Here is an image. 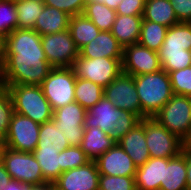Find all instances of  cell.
Wrapping results in <instances>:
<instances>
[{"mask_svg": "<svg viewBox=\"0 0 191 190\" xmlns=\"http://www.w3.org/2000/svg\"><path fill=\"white\" fill-rule=\"evenodd\" d=\"M53 67L42 48L41 35L33 29H15L3 44L5 85H41Z\"/></svg>", "mask_w": 191, "mask_h": 190, "instance_id": "6da1fadb", "label": "cell"}, {"mask_svg": "<svg viewBox=\"0 0 191 190\" xmlns=\"http://www.w3.org/2000/svg\"><path fill=\"white\" fill-rule=\"evenodd\" d=\"M133 78L141 104V119L153 118L173 96L169 74L161 69Z\"/></svg>", "mask_w": 191, "mask_h": 190, "instance_id": "7a4b0ae2", "label": "cell"}, {"mask_svg": "<svg viewBox=\"0 0 191 190\" xmlns=\"http://www.w3.org/2000/svg\"><path fill=\"white\" fill-rule=\"evenodd\" d=\"M9 91L14 112L43 124L52 120L53 110L39 85H5Z\"/></svg>", "mask_w": 191, "mask_h": 190, "instance_id": "3957f363", "label": "cell"}, {"mask_svg": "<svg viewBox=\"0 0 191 190\" xmlns=\"http://www.w3.org/2000/svg\"><path fill=\"white\" fill-rule=\"evenodd\" d=\"M0 161L13 181L29 187L49 184L42 175V170L32 152H22L0 146Z\"/></svg>", "mask_w": 191, "mask_h": 190, "instance_id": "277c9868", "label": "cell"}, {"mask_svg": "<svg viewBox=\"0 0 191 190\" xmlns=\"http://www.w3.org/2000/svg\"><path fill=\"white\" fill-rule=\"evenodd\" d=\"M75 83L76 77L72 67L51 69L40 86L52 110L75 102Z\"/></svg>", "mask_w": 191, "mask_h": 190, "instance_id": "5b68a950", "label": "cell"}, {"mask_svg": "<svg viewBox=\"0 0 191 190\" xmlns=\"http://www.w3.org/2000/svg\"><path fill=\"white\" fill-rule=\"evenodd\" d=\"M123 58H83L78 56L72 65L76 78H83L101 85L108 86L122 72Z\"/></svg>", "mask_w": 191, "mask_h": 190, "instance_id": "8992f818", "label": "cell"}, {"mask_svg": "<svg viewBox=\"0 0 191 190\" xmlns=\"http://www.w3.org/2000/svg\"><path fill=\"white\" fill-rule=\"evenodd\" d=\"M153 118L183 140L191 128L190 97L173 94Z\"/></svg>", "mask_w": 191, "mask_h": 190, "instance_id": "52a82bcc", "label": "cell"}, {"mask_svg": "<svg viewBox=\"0 0 191 190\" xmlns=\"http://www.w3.org/2000/svg\"><path fill=\"white\" fill-rule=\"evenodd\" d=\"M145 137L150 158H172L183 150V141L155 118H145Z\"/></svg>", "mask_w": 191, "mask_h": 190, "instance_id": "ba28073f", "label": "cell"}, {"mask_svg": "<svg viewBox=\"0 0 191 190\" xmlns=\"http://www.w3.org/2000/svg\"><path fill=\"white\" fill-rule=\"evenodd\" d=\"M41 124L32 119L13 113L2 146L22 152H33L39 140Z\"/></svg>", "mask_w": 191, "mask_h": 190, "instance_id": "9c48e42d", "label": "cell"}, {"mask_svg": "<svg viewBox=\"0 0 191 190\" xmlns=\"http://www.w3.org/2000/svg\"><path fill=\"white\" fill-rule=\"evenodd\" d=\"M42 48L53 68L72 67L79 56L69 29L41 36Z\"/></svg>", "mask_w": 191, "mask_h": 190, "instance_id": "30bf717a", "label": "cell"}, {"mask_svg": "<svg viewBox=\"0 0 191 190\" xmlns=\"http://www.w3.org/2000/svg\"><path fill=\"white\" fill-rule=\"evenodd\" d=\"M103 96L116 108L132 112L141 119V104L132 75L121 72L108 86L104 87Z\"/></svg>", "mask_w": 191, "mask_h": 190, "instance_id": "8fae6325", "label": "cell"}, {"mask_svg": "<svg viewBox=\"0 0 191 190\" xmlns=\"http://www.w3.org/2000/svg\"><path fill=\"white\" fill-rule=\"evenodd\" d=\"M87 110L73 102L53 110L52 120L60 127L70 146H80L84 136V120Z\"/></svg>", "mask_w": 191, "mask_h": 190, "instance_id": "7c38bea8", "label": "cell"}, {"mask_svg": "<svg viewBox=\"0 0 191 190\" xmlns=\"http://www.w3.org/2000/svg\"><path fill=\"white\" fill-rule=\"evenodd\" d=\"M162 69L158 52L134 43L124 47L122 72L132 76L155 73Z\"/></svg>", "mask_w": 191, "mask_h": 190, "instance_id": "4fadbf2b", "label": "cell"}, {"mask_svg": "<svg viewBox=\"0 0 191 190\" xmlns=\"http://www.w3.org/2000/svg\"><path fill=\"white\" fill-rule=\"evenodd\" d=\"M99 176L96 161H90L78 168L63 172L52 183L55 190H99Z\"/></svg>", "mask_w": 191, "mask_h": 190, "instance_id": "5bb4252c", "label": "cell"}, {"mask_svg": "<svg viewBox=\"0 0 191 190\" xmlns=\"http://www.w3.org/2000/svg\"><path fill=\"white\" fill-rule=\"evenodd\" d=\"M100 174L109 176H135L137 167L123 148L115 143L96 160Z\"/></svg>", "mask_w": 191, "mask_h": 190, "instance_id": "9a60e30c", "label": "cell"}, {"mask_svg": "<svg viewBox=\"0 0 191 190\" xmlns=\"http://www.w3.org/2000/svg\"><path fill=\"white\" fill-rule=\"evenodd\" d=\"M117 143L131 157L137 168L144 165L150 159L145 137V118L141 119L140 123L129 130Z\"/></svg>", "mask_w": 191, "mask_h": 190, "instance_id": "2e32d148", "label": "cell"}, {"mask_svg": "<svg viewBox=\"0 0 191 190\" xmlns=\"http://www.w3.org/2000/svg\"><path fill=\"white\" fill-rule=\"evenodd\" d=\"M123 110L116 108L110 100L103 98L87 110L84 128H100L106 134L115 129L114 122L118 120Z\"/></svg>", "mask_w": 191, "mask_h": 190, "instance_id": "e0dca14e", "label": "cell"}, {"mask_svg": "<svg viewBox=\"0 0 191 190\" xmlns=\"http://www.w3.org/2000/svg\"><path fill=\"white\" fill-rule=\"evenodd\" d=\"M123 50L111 31H100L97 37L79 50V56L88 59L123 58Z\"/></svg>", "mask_w": 191, "mask_h": 190, "instance_id": "ac0fdd59", "label": "cell"}, {"mask_svg": "<svg viewBox=\"0 0 191 190\" xmlns=\"http://www.w3.org/2000/svg\"><path fill=\"white\" fill-rule=\"evenodd\" d=\"M160 190H187L185 151L172 158H164V174Z\"/></svg>", "mask_w": 191, "mask_h": 190, "instance_id": "d6986e66", "label": "cell"}, {"mask_svg": "<svg viewBox=\"0 0 191 190\" xmlns=\"http://www.w3.org/2000/svg\"><path fill=\"white\" fill-rule=\"evenodd\" d=\"M142 16L116 15L111 33L123 48L138 43L143 21Z\"/></svg>", "mask_w": 191, "mask_h": 190, "instance_id": "ffe728a7", "label": "cell"}, {"mask_svg": "<svg viewBox=\"0 0 191 190\" xmlns=\"http://www.w3.org/2000/svg\"><path fill=\"white\" fill-rule=\"evenodd\" d=\"M71 16L51 6L44 5L42 12L36 20L33 30L41 36L52 33H59L69 29Z\"/></svg>", "mask_w": 191, "mask_h": 190, "instance_id": "44dd1931", "label": "cell"}, {"mask_svg": "<svg viewBox=\"0 0 191 190\" xmlns=\"http://www.w3.org/2000/svg\"><path fill=\"white\" fill-rule=\"evenodd\" d=\"M164 174V158H150L136 169L137 190H160Z\"/></svg>", "mask_w": 191, "mask_h": 190, "instance_id": "7402d4cb", "label": "cell"}, {"mask_svg": "<svg viewBox=\"0 0 191 190\" xmlns=\"http://www.w3.org/2000/svg\"><path fill=\"white\" fill-rule=\"evenodd\" d=\"M116 142L100 128H85L81 148L91 161L110 149Z\"/></svg>", "mask_w": 191, "mask_h": 190, "instance_id": "603a6c76", "label": "cell"}, {"mask_svg": "<svg viewBox=\"0 0 191 190\" xmlns=\"http://www.w3.org/2000/svg\"><path fill=\"white\" fill-rule=\"evenodd\" d=\"M143 20L171 27L178 22L173 5L169 0H146Z\"/></svg>", "mask_w": 191, "mask_h": 190, "instance_id": "cb8c5ba5", "label": "cell"}, {"mask_svg": "<svg viewBox=\"0 0 191 190\" xmlns=\"http://www.w3.org/2000/svg\"><path fill=\"white\" fill-rule=\"evenodd\" d=\"M32 154L39 163L44 179L54 183L61 175V152L56 148H36Z\"/></svg>", "mask_w": 191, "mask_h": 190, "instance_id": "d4e9b609", "label": "cell"}, {"mask_svg": "<svg viewBox=\"0 0 191 190\" xmlns=\"http://www.w3.org/2000/svg\"><path fill=\"white\" fill-rule=\"evenodd\" d=\"M69 31L78 50L100 33L99 28L84 14L74 15L70 18Z\"/></svg>", "mask_w": 191, "mask_h": 190, "instance_id": "484cf974", "label": "cell"}, {"mask_svg": "<svg viewBox=\"0 0 191 190\" xmlns=\"http://www.w3.org/2000/svg\"><path fill=\"white\" fill-rule=\"evenodd\" d=\"M158 55L161 67L167 73L191 66V51L182 47L161 46Z\"/></svg>", "mask_w": 191, "mask_h": 190, "instance_id": "4316f807", "label": "cell"}, {"mask_svg": "<svg viewBox=\"0 0 191 190\" xmlns=\"http://www.w3.org/2000/svg\"><path fill=\"white\" fill-rule=\"evenodd\" d=\"M104 88L92 81L76 78L75 102L86 110L90 109L103 98Z\"/></svg>", "mask_w": 191, "mask_h": 190, "instance_id": "83f0119b", "label": "cell"}, {"mask_svg": "<svg viewBox=\"0 0 191 190\" xmlns=\"http://www.w3.org/2000/svg\"><path fill=\"white\" fill-rule=\"evenodd\" d=\"M68 147H70L68 140L53 120L41 124L36 148H56L61 152Z\"/></svg>", "mask_w": 191, "mask_h": 190, "instance_id": "f1b7e54d", "label": "cell"}, {"mask_svg": "<svg viewBox=\"0 0 191 190\" xmlns=\"http://www.w3.org/2000/svg\"><path fill=\"white\" fill-rule=\"evenodd\" d=\"M83 14L91 20L100 31H111L116 18V11L105 4L86 2Z\"/></svg>", "mask_w": 191, "mask_h": 190, "instance_id": "f546056e", "label": "cell"}, {"mask_svg": "<svg viewBox=\"0 0 191 190\" xmlns=\"http://www.w3.org/2000/svg\"><path fill=\"white\" fill-rule=\"evenodd\" d=\"M168 27L156 22L143 20L138 43L158 52L163 45Z\"/></svg>", "mask_w": 191, "mask_h": 190, "instance_id": "4dcf8cb0", "label": "cell"}, {"mask_svg": "<svg viewBox=\"0 0 191 190\" xmlns=\"http://www.w3.org/2000/svg\"><path fill=\"white\" fill-rule=\"evenodd\" d=\"M17 10V29H33L39 14L43 10V2L15 0Z\"/></svg>", "mask_w": 191, "mask_h": 190, "instance_id": "1f68e13d", "label": "cell"}, {"mask_svg": "<svg viewBox=\"0 0 191 190\" xmlns=\"http://www.w3.org/2000/svg\"><path fill=\"white\" fill-rule=\"evenodd\" d=\"M191 51V23L179 22L167 29L163 45Z\"/></svg>", "mask_w": 191, "mask_h": 190, "instance_id": "d6a6232c", "label": "cell"}, {"mask_svg": "<svg viewBox=\"0 0 191 190\" xmlns=\"http://www.w3.org/2000/svg\"><path fill=\"white\" fill-rule=\"evenodd\" d=\"M15 0H0V37L5 39L17 29Z\"/></svg>", "mask_w": 191, "mask_h": 190, "instance_id": "836d02e7", "label": "cell"}, {"mask_svg": "<svg viewBox=\"0 0 191 190\" xmlns=\"http://www.w3.org/2000/svg\"><path fill=\"white\" fill-rule=\"evenodd\" d=\"M14 107L11 95L6 87L0 89V146L7 134L9 124L11 122Z\"/></svg>", "mask_w": 191, "mask_h": 190, "instance_id": "e575fe53", "label": "cell"}, {"mask_svg": "<svg viewBox=\"0 0 191 190\" xmlns=\"http://www.w3.org/2000/svg\"><path fill=\"white\" fill-rule=\"evenodd\" d=\"M90 161L81 146H70L61 151V174L69 169L83 166Z\"/></svg>", "mask_w": 191, "mask_h": 190, "instance_id": "d590c367", "label": "cell"}, {"mask_svg": "<svg viewBox=\"0 0 191 190\" xmlns=\"http://www.w3.org/2000/svg\"><path fill=\"white\" fill-rule=\"evenodd\" d=\"M173 94L191 96V66L169 72Z\"/></svg>", "mask_w": 191, "mask_h": 190, "instance_id": "8d00e7d4", "label": "cell"}, {"mask_svg": "<svg viewBox=\"0 0 191 190\" xmlns=\"http://www.w3.org/2000/svg\"><path fill=\"white\" fill-rule=\"evenodd\" d=\"M99 190H137L135 176H109L100 174Z\"/></svg>", "mask_w": 191, "mask_h": 190, "instance_id": "74e56055", "label": "cell"}, {"mask_svg": "<svg viewBox=\"0 0 191 190\" xmlns=\"http://www.w3.org/2000/svg\"><path fill=\"white\" fill-rule=\"evenodd\" d=\"M140 120L136 114L123 110L118 120L114 122L115 129L110 131L109 136L117 143L129 130L140 123Z\"/></svg>", "mask_w": 191, "mask_h": 190, "instance_id": "f35d334b", "label": "cell"}, {"mask_svg": "<svg viewBox=\"0 0 191 190\" xmlns=\"http://www.w3.org/2000/svg\"><path fill=\"white\" fill-rule=\"evenodd\" d=\"M87 0H44V5L55 7L71 17L83 14Z\"/></svg>", "mask_w": 191, "mask_h": 190, "instance_id": "ab89813d", "label": "cell"}, {"mask_svg": "<svg viewBox=\"0 0 191 190\" xmlns=\"http://www.w3.org/2000/svg\"><path fill=\"white\" fill-rule=\"evenodd\" d=\"M146 0H122L116 9L119 15H143Z\"/></svg>", "mask_w": 191, "mask_h": 190, "instance_id": "60d3db41", "label": "cell"}, {"mask_svg": "<svg viewBox=\"0 0 191 190\" xmlns=\"http://www.w3.org/2000/svg\"><path fill=\"white\" fill-rule=\"evenodd\" d=\"M175 11L178 22L191 23V0H169Z\"/></svg>", "mask_w": 191, "mask_h": 190, "instance_id": "b9f144b4", "label": "cell"}, {"mask_svg": "<svg viewBox=\"0 0 191 190\" xmlns=\"http://www.w3.org/2000/svg\"><path fill=\"white\" fill-rule=\"evenodd\" d=\"M12 182V178L6 171L4 164L0 161V190Z\"/></svg>", "mask_w": 191, "mask_h": 190, "instance_id": "7bdbcfd3", "label": "cell"}, {"mask_svg": "<svg viewBox=\"0 0 191 190\" xmlns=\"http://www.w3.org/2000/svg\"><path fill=\"white\" fill-rule=\"evenodd\" d=\"M186 170H187V190H191V153L185 151Z\"/></svg>", "mask_w": 191, "mask_h": 190, "instance_id": "ee69618b", "label": "cell"}, {"mask_svg": "<svg viewBox=\"0 0 191 190\" xmlns=\"http://www.w3.org/2000/svg\"><path fill=\"white\" fill-rule=\"evenodd\" d=\"M122 0H87V2L105 4L108 8L116 11Z\"/></svg>", "mask_w": 191, "mask_h": 190, "instance_id": "f6af8a7d", "label": "cell"}, {"mask_svg": "<svg viewBox=\"0 0 191 190\" xmlns=\"http://www.w3.org/2000/svg\"><path fill=\"white\" fill-rule=\"evenodd\" d=\"M1 190H29V186L12 180V182L9 185L3 187Z\"/></svg>", "mask_w": 191, "mask_h": 190, "instance_id": "bcb514c9", "label": "cell"}, {"mask_svg": "<svg viewBox=\"0 0 191 190\" xmlns=\"http://www.w3.org/2000/svg\"><path fill=\"white\" fill-rule=\"evenodd\" d=\"M182 141H183V150L191 153V128L188 135Z\"/></svg>", "mask_w": 191, "mask_h": 190, "instance_id": "7dc6e473", "label": "cell"}, {"mask_svg": "<svg viewBox=\"0 0 191 190\" xmlns=\"http://www.w3.org/2000/svg\"><path fill=\"white\" fill-rule=\"evenodd\" d=\"M5 87L4 77H3V58H0V89Z\"/></svg>", "mask_w": 191, "mask_h": 190, "instance_id": "c3c4849f", "label": "cell"}, {"mask_svg": "<svg viewBox=\"0 0 191 190\" xmlns=\"http://www.w3.org/2000/svg\"><path fill=\"white\" fill-rule=\"evenodd\" d=\"M29 190H50V184H46L44 186L29 187Z\"/></svg>", "mask_w": 191, "mask_h": 190, "instance_id": "681fc988", "label": "cell"}, {"mask_svg": "<svg viewBox=\"0 0 191 190\" xmlns=\"http://www.w3.org/2000/svg\"><path fill=\"white\" fill-rule=\"evenodd\" d=\"M3 44L4 39L0 37V58H3Z\"/></svg>", "mask_w": 191, "mask_h": 190, "instance_id": "f907efd6", "label": "cell"}, {"mask_svg": "<svg viewBox=\"0 0 191 190\" xmlns=\"http://www.w3.org/2000/svg\"><path fill=\"white\" fill-rule=\"evenodd\" d=\"M30 1H35V2H44V0H30Z\"/></svg>", "mask_w": 191, "mask_h": 190, "instance_id": "816d5d0a", "label": "cell"}, {"mask_svg": "<svg viewBox=\"0 0 191 190\" xmlns=\"http://www.w3.org/2000/svg\"><path fill=\"white\" fill-rule=\"evenodd\" d=\"M50 190H55V189L52 187V184H50Z\"/></svg>", "mask_w": 191, "mask_h": 190, "instance_id": "f5cc1de1", "label": "cell"}]
</instances>
